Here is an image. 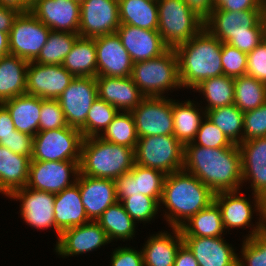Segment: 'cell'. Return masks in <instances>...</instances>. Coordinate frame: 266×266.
Wrapping results in <instances>:
<instances>
[{
  "mask_svg": "<svg viewBox=\"0 0 266 266\" xmlns=\"http://www.w3.org/2000/svg\"><path fill=\"white\" fill-rule=\"evenodd\" d=\"M133 63L149 60L164 54L170 47L158 30H147L120 24L116 31Z\"/></svg>",
  "mask_w": 266,
  "mask_h": 266,
  "instance_id": "obj_22",
  "label": "cell"
},
{
  "mask_svg": "<svg viewBox=\"0 0 266 266\" xmlns=\"http://www.w3.org/2000/svg\"><path fill=\"white\" fill-rule=\"evenodd\" d=\"M238 147L243 183L251 182L252 194L266 201V136L241 142Z\"/></svg>",
  "mask_w": 266,
  "mask_h": 266,
  "instance_id": "obj_23",
  "label": "cell"
},
{
  "mask_svg": "<svg viewBox=\"0 0 266 266\" xmlns=\"http://www.w3.org/2000/svg\"><path fill=\"white\" fill-rule=\"evenodd\" d=\"M34 136L15 130L14 134L6 139H0V145L12 152L28 156L31 159Z\"/></svg>",
  "mask_w": 266,
  "mask_h": 266,
  "instance_id": "obj_51",
  "label": "cell"
},
{
  "mask_svg": "<svg viewBox=\"0 0 266 266\" xmlns=\"http://www.w3.org/2000/svg\"><path fill=\"white\" fill-rule=\"evenodd\" d=\"M265 136L266 102L254 110L244 112L243 142Z\"/></svg>",
  "mask_w": 266,
  "mask_h": 266,
  "instance_id": "obj_49",
  "label": "cell"
},
{
  "mask_svg": "<svg viewBox=\"0 0 266 266\" xmlns=\"http://www.w3.org/2000/svg\"><path fill=\"white\" fill-rule=\"evenodd\" d=\"M54 213L55 232L58 239L62 231L90 221L85 213L79 186L76 183L55 194Z\"/></svg>",
  "mask_w": 266,
  "mask_h": 266,
  "instance_id": "obj_27",
  "label": "cell"
},
{
  "mask_svg": "<svg viewBox=\"0 0 266 266\" xmlns=\"http://www.w3.org/2000/svg\"><path fill=\"white\" fill-rule=\"evenodd\" d=\"M135 164L159 170L166 175L183 170L184 145L173 135H154L138 139Z\"/></svg>",
  "mask_w": 266,
  "mask_h": 266,
  "instance_id": "obj_7",
  "label": "cell"
},
{
  "mask_svg": "<svg viewBox=\"0 0 266 266\" xmlns=\"http://www.w3.org/2000/svg\"><path fill=\"white\" fill-rule=\"evenodd\" d=\"M98 98L118 111L131 112L145 96L129 77L96 76Z\"/></svg>",
  "mask_w": 266,
  "mask_h": 266,
  "instance_id": "obj_25",
  "label": "cell"
},
{
  "mask_svg": "<svg viewBox=\"0 0 266 266\" xmlns=\"http://www.w3.org/2000/svg\"><path fill=\"white\" fill-rule=\"evenodd\" d=\"M195 145L207 148L231 147L234 145L225 134L214 125L207 117L203 119L195 139Z\"/></svg>",
  "mask_w": 266,
  "mask_h": 266,
  "instance_id": "obj_45",
  "label": "cell"
},
{
  "mask_svg": "<svg viewBox=\"0 0 266 266\" xmlns=\"http://www.w3.org/2000/svg\"><path fill=\"white\" fill-rule=\"evenodd\" d=\"M221 59L223 75L233 78L246 75L247 53L222 42Z\"/></svg>",
  "mask_w": 266,
  "mask_h": 266,
  "instance_id": "obj_46",
  "label": "cell"
},
{
  "mask_svg": "<svg viewBox=\"0 0 266 266\" xmlns=\"http://www.w3.org/2000/svg\"><path fill=\"white\" fill-rule=\"evenodd\" d=\"M97 222L100 227L106 232L110 242L114 239L133 240L135 237V222L125 211L123 204L117 201L115 204L109 206Z\"/></svg>",
  "mask_w": 266,
  "mask_h": 266,
  "instance_id": "obj_36",
  "label": "cell"
},
{
  "mask_svg": "<svg viewBox=\"0 0 266 266\" xmlns=\"http://www.w3.org/2000/svg\"><path fill=\"white\" fill-rule=\"evenodd\" d=\"M174 266H199L193 252L183 243L176 254Z\"/></svg>",
  "mask_w": 266,
  "mask_h": 266,
  "instance_id": "obj_57",
  "label": "cell"
},
{
  "mask_svg": "<svg viewBox=\"0 0 266 266\" xmlns=\"http://www.w3.org/2000/svg\"><path fill=\"white\" fill-rule=\"evenodd\" d=\"M221 237L183 236L199 266H237L238 254Z\"/></svg>",
  "mask_w": 266,
  "mask_h": 266,
  "instance_id": "obj_26",
  "label": "cell"
},
{
  "mask_svg": "<svg viewBox=\"0 0 266 266\" xmlns=\"http://www.w3.org/2000/svg\"><path fill=\"white\" fill-rule=\"evenodd\" d=\"M184 102V103H183ZM172 100V115L174 122L173 136L183 145L192 142L199 130L201 122L206 117V111L202 110L196 101ZM202 114V115H201Z\"/></svg>",
  "mask_w": 266,
  "mask_h": 266,
  "instance_id": "obj_32",
  "label": "cell"
},
{
  "mask_svg": "<svg viewBox=\"0 0 266 266\" xmlns=\"http://www.w3.org/2000/svg\"><path fill=\"white\" fill-rule=\"evenodd\" d=\"M206 117L234 144L243 142L244 113L234 104L206 111Z\"/></svg>",
  "mask_w": 266,
  "mask_h": 266,
  "instance_id": "obj_38",
  "label": "cell"
},
{
  "mask_svg": "<svg viewBox=\"0 0 266 266\" xmlns=\"http://www.w3.org/2000/svg\"><path fill=\"white\" fill-rule=\"evenodd\" d=\"M157 7L158 32L170 48L189 41L204 27L183 0H157Z\"/></svg>",
  "mask_w": 266,
  "mask_h": 266,
  "instance_id": "obj_6",
  "label": "cell"
},
{
  "mask_svg": "<svg viewBox=\"0 0 266 266\" xmlns=\"http://www.w3.org/2000/svg\"><path fill=\"white\" fill-rule=\"evenodd\" d=\"M99 137L107 142L135 149L139 137L131 112L119 111Z\"/></svg>",
  "mask_w": 266,
  "mask_h": 266,
  "instance_id": "obj_41",
  "label": "cell"
},
{
  "mask_svg": "<svg viewBox=\"0 0 266 266\" xmlns=\"http://www.w3.org/2000/svg\"><path fill=\"white\" fill-rule=\"evenodd\" d=\"M172 100L168 97H145L131 111L139 138L173 135Z\"/></svg>",
  "mask_w": 266,
  "mask_h": 266,
  "instance_id": "obj_13",
  "label": "cell"
},
{
  "mask_svg": "<svg viewBox=\"0 0 266 266\" xmlns=\"http://www.w3.org/2000/svg\"><path fill=\"white\" fill-rule=\"evenodd\" d=\"M187 6L203 21H205L214 10L213 0H183Z\"/></svg>",
  "mask_w": 266,
  "mask_h": 266,
  "instance_id": "obj_54",
  "label": "cell"
},
{
  "mask_svg": "<svg viewBox=\"0 0 266 266\" xmlns=\"http://www.w3.org/2000/svg\"><path fill=\"white\" fill-rule=\"evenodd\" d=\"M79 36L76 33L51 30L46 44L42 47L34 62L38 64L61 65Z\"/></svg>",
  "mask_w": 266,
  "mask_h": 266,
  "instance_id": "obj_40",
  "label": "cell"
},
{
  "mask_svg": "<svg viewBox=\"0 0 266 266\" xmlns=\"http://www.w3.org/2000/svg\"><path fill=\"white\" fill-rule=\"evenodd\" d=\"M30 12L52 31L78 34L81 10L75 0H33Z\"/></svg>",
  "mask_w": 266,
  "mask_h": 266,
  "instance_id": "obj_17",
  "label": "cell"
},
{
  "mask_svg": "<svg viewBox=\"0 0 266 266\" xmlns=\"http://www.w3.org/2000/svg\"><path fill=\"white\" fill-rule=\"evenodd\" d=\"M172 232L159 231L148 237L141 249L144 266H174L177 251L184 241L180 228H172Z\"/></svg>",
  "mask_w": 266,
  "mask_h": 266,
  "instance_id": "obj_28",
  "label": "cell"
},
{
  "mask_svg": "<svg viewBox=\"0 0 266 266\" xmlns=\"http://www.w3.org/2000/svg\"><path fill=\"white\" fill-rule=\"evenodd\" d=\"M11 114L17 131L35 136L39 132L41 98L23 94L2 103Z\"/></svg>",
  "mask_w": 266,
  "mask_h": 266,
  "instance_id": "obj_30",
  "label": "cell"
},
{
  "mask_svg": "<svg viewBox=\"0 0 266 266\" xmlns=\"http://www.w3.org/2000/svg\"><path fill=\"white\" fill-rule=\"evenodd\" d=\"M118 112L119 111L114 106L107 103L105 100L97 98L89 109L86 125L81 130L83 137L100 136Z\"/></svg>",
  "mask_w": 266,
  "mask_h": 266,
  "instance_id": "obj_42",
  "label": "cell"
},
{
  "mask_svg": "<svg viewBox=\"0 0 266 266\" xmlns=\"http://www.w3.org/2000/svg\"><path fill=\"white\" fill-rule=\"evenodd\" d=\"M19 13L20 11L17 9L0 5V31L9 34L13 22Z\"/></svg>",
  "mask_w": 266,
  "mask_h": 266,
  "instance_id": "obj_56",
  "label": "cell"
},
{
  "mask_svg": "<svg viewBox=\"0 0 266 266\" xmlns=\"http://www.w3.org/2000/svg\"><path fill=\"white\" fill-rule=\"evenodd\" d=\"M240 190L237 191H223L214 194V201L217 203L221 210L222 222L224 229L233 228H247L250 227V233L245 236L246 238H251L255 234L259 233L266 227V201L253 194L252 205L250 200L244 196L240 195ZM239 193V195H238ZM243 195V196H242ZM254 211L259 213L260 218L256 225L254 226L252 221V216ZM253 224V225H252Z\"/></svg>",
  "mask_w": 266,
  "mask_h": 266,
  "instance_id": "obj_8",
  "label": "cell"
},
{
  "mask_svg": "<svg viewBox=\"0 0 266 266\" xmlns=\"http://www.w3.org/2000/svg\"><path fill=\"white\" fill-rule=\"evenodd\" d=\"M28 63L11 54L0 57V104L26 93Z\"/></svg>",
  "mask_w": 266,
  "mask_h": 266,
  "instance_id": "obj_31",
  "label": "cell"
},
{
  "mask_svg": "<svg viewBox=\"0 0 266 266\" xmlns=\"http://www.w3.org/2000/svg\"><path fill=\"white\" fill-rule=\"evenodd\" d=\"M120 24L158 30V7L154 0H118Z\"/></svg>",
  "mask_w": 266,
  "mask_h": 266,
  "instance_id": "obj_34",
  "label": "cell"
},
{
  "mask_svg": "<svg viewBox=\"0 0 266 266\" xmlns=\"http://www.w3.org/2000/svg\"><path fill=\"white\" fill-rule=\"evenodd\" d=\"M61 65L74 77H96L95 38L79 36Z\"/></svg>",
  "mask_w": 266,
  "mask_h": 266,
  "instance_id": "obj_33",
  "label": "cell"
},
{
  "mask_svg": "<svg viewBox=\"0 0 266 266\" xmlns=\"http://www.w3.org/2000/svg\"><path fill=\"white\" fill-rule=\"evenodd\" d=\"M214 194L197 177L184 170L166 175L160 206L164 205L168 210L164 211V217L169 227L180 228L212 203Z\"/></svg>",
  "mask_w": 266,
  "mask_h": 266,
  "instance_id": "obj_2",
  "label": "cell"
},
{
  "mask_svg": "<svg viewBox=\"0 0 266 266\" xmlns=\"http://www.w3.org/2000/svg\"><path fill=\"white\" fill-rule=\"evenodd\" d=\"M111 243L97 221L68 228L60 233L55 252L64 257L88 253Z\"/></svg>",
  "mask_w": 266,
  "mask_h": 266,
  "instance_id": "obj_18",
  "label": "cell"
},
{
  "mask_svg": "<svg viewBox=\"0 0 266 266\" xmlns=\"http://www.w3.org/2000/svg\"><path fill=\"white\" fill-rule=\"evenodd\" d=\"M98 98L95 77H75L57 98L67 125L82 130L93 102Z\"/></svg>",
  "mask_w": 266,
  "mask_h": 266,
  "instance_id": "obj_12",
  "label": "cell"
},
{
  "mask_svg": "<svg viewBox=\"0 0 266 266\" xmlns=\"http://www.w3.org/2000/svg\"><path fill=\"white\" fill-rule=\"evenodd\" d=\"M234 91V105L243 113L254 110L266 102V84L254 77H235Z\"/></svg>",
  "mask_w": 266,
  "mask_h": 266,
  "instance_id": "obj_39",
  "label": "cell"
},
{
  "mask_svg": "<svg viewBox=\"0 0 266 266\" xmlns=\"http://www.w3.org/2000/svg\"><path fill=\"white\" fill-rule=\"evenodd\" d=\"M79 163L80 161H30L26 187L60 193L76 183L80 173Z\"/></svg>",
  "mask_w": 266,
  "mask_h": 266,
  "instance_id": "obj_11",
  "label": "cell"
},
{
  "mask_svg": "<svg viewBox=\"0 0 266 266\" xmlns=\"http://www.w3.org/2000/svg\"><path fill=\"white\" fill-rule=\"evenodd\" d=\"M97 76L129 77L133 62L117 33L95 37Z\"/></svg>",
  "mask_w": 266,
  "mask_h": 266,
  "instance_id": "obj_21",
  "label": "cell"
},
{
  "mask_svg": "<svg viewBox=\"0 0 266 266\" xmlns=\"http://www.w3.org/2000/svg\"><path fill=\"white\" fill-rule=\"evenodd\" d=\"M75 77L62 65L28 63L26 94L57 99Z\"/></svg>",
  "mask_w": 266,
  "mask_h": 266,
  "instance_id": "obj_15",
  "label": "cell"
},
{
  "mask_svg": "<svg viewBox=\"0 0 266 266\" xmlns=\"http://www.w3.org/2000/svg\"><path fill=\"white\" fill-rule=\"evenodd\" d=\"M33 0H0L1 6H7L19 10L20 12L30 11Z\"/></svg>",
  "mask_w": 266,
  "mask_h": 266,
  "instance_id": "obj_58",
  "label": "cell"
},
{
  "mask_svg": "<svg viewBox=\"0 0 266 266\" xmlns=\"http://www.w3.org/2000/svg\"><path fill=\"white\" fill-rule=\"evenodd\" d=\"M203 94L207 101L204 110H212L218 107L234 104V78L226 75L203 80L193 91Z\"/></svg>",
  "mask_w": 266,
  "mask_h": 266,
  "instance_id": "obj_37",
  "label": "cell"
},
{
  "mask_svg": "<svg viewBox=\"0 0 266 266\" xmlns=\"http://www.w3.org/2000/svg\"><path fill=\"white\" fill-rule=\"evenodd\" d=\"M266 16V9L226 11L214 9L204 21V27L225 43L232 35L250 32Z\"/></svg>",
  "mask_w": 266,
  "mask_h": 266,
  "instance_id": "obj_20",
  "label": "cell"
},
{
  "mask_svg": "<svg viewBox=\"0 0 266 266\" xmlns=\"http://www.w3.org/2000/svg\"><path fill=\"white\" fill-rule=\"evenodd\" d=\"M68 127L62 108L57 99H42L39 131Z\"/></svg>",
  "mask_w": 266,
  "mask_h": 266,
  "instance_id": "obj_47",
  "label": "cell"
},
{
  "mask_svg": "<svg viewBox=\"0 0 266 266\" xmlns=\"http://www.w3.org/2000/svg\"><path fill=\"white\" fill-rule=\"evenodd\" d=\"M111 266H144L142 251L131 247H118L111 256Z\"/></svg>",
  "mask_w": 266,
  "mask_h": 266,
  "instance_id": "obj_52",
  "label": "cell"
},
{
  "mask_svg": "<svg viewBox=\"0 0 266 266\" xmlns=\"http://www.w3.org/2000/svg\"><path fill=\"white\" fill-rule=\"evenodd\" d=\"M165 177L159 170L134 164L128 173L114 180L117 200L122 202L126 197L143 194L160 203Z\"/></svg>",
  "mask_w": 266,
  "mask_h": 266,
  "instance_id": "obj_19",
  "label": "cell"
},
{
  "mask_svg": "<svg viewBox=\"0 0 266 266\" xmlns=\"http://www.w3.org/2000/svg\"><path fill=\"white\" fill-rule=\"evenodd\" d=\"M131 78L145 97H165L166 91L181 89L176 50L133 63Z\"/></svg>",
  "mask_w": 266,
  "mask_h": 266,
  "instance_id": "obj_5",
  "label": "cell"
},
{
  "mask_svg": "<svg viewBox=\"0 0 266 266\" xmlns=\"http://www.w3.org/2000/svg\"><path fill=\"white\" fill-rule=\"evenodd\" d=\"M8 197L16 201L20 200V215L27 225L37 230L50 227L55 229V194L25 186L15 190Z\"/></svg>",
  "mask_w": 266,
  "mask_h": 266,
  "instance_id": "obj_16",
  "label": "cell"
},
{
  "mask_svg": "<svg viewBox=\"0 0 266 266\" xmlns=\"http://www.w3.org/2000/svg\"><path fill=\"white\" fill-rule=\"evenodd\" d=\"M183 170L197 177L214 193L237 191L243 186L238 144L214 149L187 143L184 145Z\"/></svg>",
  "mask_w": 266,
  "mask_h": 266,
  "instance_id": "obj_1",
  "label": "cell"
},
{
  "mask_svg": "<svg viewBox=\"0 0 266 266\" xmlns=\"http://www.w3.org/2000/svg\"><path fill=\"white\" fill-rule=\"evenodd\" d=\"M75 1H77V2L81 3V2H83V1H85V0H75Z\"/></svg>",
  "mask_w": 266,
  "mask_h": 266,
  "instance_id": "obj_60",
  "label": "cell"
},
{
  "mask_svg": "<svg viewBox=\"0 0 266 266\" xmlns=\"http://www.w3.org/2000/svg\"><path fill=\"white\" fill-rule=\"evenodd\" d=\"M246 75L266 84V38L247 53Z\"/></svg>",
  "mask_w": 266,
  "mask_h": 266,
  "instance_id": "obj_50",
  "label": "cell"
},
{
  "mask_svg": "<svg viewBox=\"0 0 266 266\" xmlns=\"http://www.w3.org/2000/svg\"><path fill=\"white\" fill-rule=\"evenodd\" d=\"M83 135L76 128L39 131L33 140L31 161H80Z\"/></svg>",
  "mask_w": 266,
  "mask_h": 266,
  "instance_id": "obj_9",
  "label": "cell"
},
{
  "mask_svg": "<svg viewBox=\"0 0 266 266\" xmlns=\"http://www.w3.org/2000/svg\"><path fill=\"white\" fill-rule=\"evenodd\" d=\"M242 244L237 266H266V227Z\"/></svg>",
  "mask_w": 266,
  "mask_h": 266,
  "instance_id": "obj_44",
  "label": "cell"
},
{
  "mask_svg": "<svg viewBox=\"0 0 266 266\" xmlns=\"http://www.w3.org/2000/svg\"><path fill=\"white\" fill-rule=\"evenodd\" d=\"M31 159L0 145V193L8 197L26 186Z\"/></svg>",
  "mask_w": 266,
  "mask_h": 266,
  "instance_id": "obj_29",
  "label": "cell"
},
{
  "mask_svg": "<svg viewBox=\"0 0 266 266\" xmlns=\"http://www.w3.org/2000/svg\"><path fill=\"white\" fill-rule=\"evenodd\" d=\"M80 10L78 34L82 37L113 34L120 26L118 0H85Z\"/></svg>",
  "mask_w": 266,
  "mask_h": 266,
  "instance_id": "obj_14",
  "label": "cell"
},
{
  "mask_svg": "<svg viewBox=\"0 0 266 266\" xmlns=\"http://www.w3.org/2000/svg\"><path fill=\"white\" fill-rule=\"evenodd\" d=\"M9 34L0 31V57L9 55Z\"/></svg>",
  "mask_w": 266,
  "mask_h": 266,
  "instance_id": "obj_59",
  "label": "cell"
},
{
  "mask_svg": "<svg viewBox=\"0 0 266 266\" xmlns=\"http://www.w3.org/2000/svg\"><path fill=\"white\" fill-rule=\"evenodd\" d=\"M50 31L30 11L20 12L9 31L10 54L28 62L34 61L46 44Z\"/></svg>",
  "mask_w": 266,
  "mask_h": 266,
  "instance_id": "obj_10",
  "label": "cell"
},
{
  "mask_svg": "<svg viewBox=\"0 0 266 266\" xmlns=\"http://www.w3.org/2000/svg\"><path fill=\"white\" fill-rule=\"evenodd\" d=\"M182 88L194 89L203 80L223 75L222 42L203 27L189 41L177 45Z\"/></svg>",
  "mask_w": 266,
  "mask_h": 266,
  "instance_id": "obj_3",
  "label": "cell"
},
{
  "mask_svg": "<svg viewBox=\"0 0 266 266\" xmlns=\"http://www.w3.org/2000/svg\"><path fill=\"white\" fill-rule=\"evenodd\" d=\"M121 203L135 223H149L160 209V203L155 198L143 194L126 197Z\"/></svg>",
  "mask_w": 266,
  "mask_h": 266,
  "instance_id": "obj_43",
  "label": "cell"
},
{
  "mask_svg": "<svg viewBox=\"0 0 266 266\" xmlns=\"http://www.w3.org/2000/svg\"><path fill=\"white\" fill-rule=\"evenodd\" d=\"M15 130L11 114L3 104H0V139L8 138Z\"/></svg>",
  "mask_w": 266,
  "mask_h": 266,
  "instance_id": "obj_55",
  "label": "cell"
},
{
  "mask_svg": "<svg viewBox=\"0 0 266 266\" xmlns=\"http://www.w3.org/2000/svg\"><path fill=\"white\" fill-rule=\"evenodd\" d=\"M81 200L89 220L97 221L102 213L117 200L115 182L112 179L78 175Z\"/></svg>",
  "mask_w": 266,
  "mask_h": 266,
  "instance_id": "obj_24",
  "label": "cell"
},
{
  "mask_svg": "<svg viewBox=\"0 0 266 266\" xmlns=\"http://www.w3.org/2000/svg\"><path fill=\"white\" fill-rule=\"evenodd\" d=\"M135 164L134 149L107 142L99 136L84 138L79 163L80 174L115 180Z\"/></svg>",
  "mask_w": 266,
  "mask_h": 266,
  "instance_id": "obj_4",
  "label": "cell"
},
{
  "mask_svg": "<svg viewBox=\"0 0 266 266\" xmlns=\"http://www.w3.org/2000/svg\"><path fill=\"white\" fill-rule=\"evenodd\" d=\"M214 9L226 11H243L252 9H266L264 0H213Z\"/></svg>",
  "mask_w": 266,
  "mask_h": 266,
  "instance_id": "obj_53",
  "label": "cell"
},
{
  "mask_svg": "<svg viewBox=\"0 0 266 266\" xmlns=\"http://www.w3.org/2000/svg\"><path fill=\"white\" fill-rule=\"evenodd\" d=\"M182 236L221 237L225 232L221 210L213 201L180 227Z\"/></svg>",
  "mask_w": 266,
  "mask_h": 266,
  "instance_id": "obj_35",
  "label": "cell"
},
{
  "mask_svg": "<svg viewBox=\"0 0 266 266\" xmlns=\"http://www.w3.org/2000/svg\"><path fill=\"white\" fill-rule=\"evenodd\" d=\"M266 38V16L250 32L232 35L225 43L249 53Z\"/></svg>",
  "mask_w": 266,
  "mask_h": 266,
  "instance_id": "obj_48",
  "label": "cell"
}]
</instances>
